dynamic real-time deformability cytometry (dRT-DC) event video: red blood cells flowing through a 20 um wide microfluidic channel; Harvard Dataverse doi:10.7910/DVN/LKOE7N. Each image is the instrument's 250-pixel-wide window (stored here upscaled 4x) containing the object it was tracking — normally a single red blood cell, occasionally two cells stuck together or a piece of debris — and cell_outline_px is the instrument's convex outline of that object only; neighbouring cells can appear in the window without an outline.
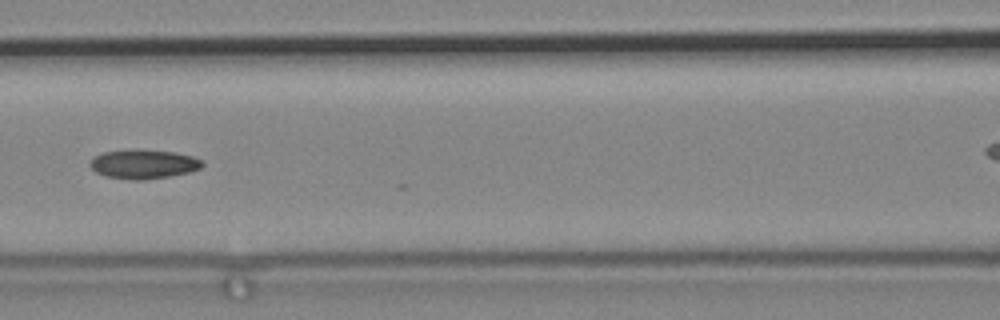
{"species": "common noctule bat (a hibernating species)", "species_latin": "Nyctalus noctula", "temperature_condition": "cold", "stored_images_in_passage": 10, "camera_frame_rate_fps": 3000, "um_per_image_px": 0.085, "animal": {"sex": "male", "body_mass_g": 19.2, "forearm_length_mm": 51.8}, "frame": {"image": 1, "passage_image": 6, "time_ms": 1.667, "image_size_px": [1000, 320], "cell_outline_px": [[204, 164], [200, 168], [188, 172], [168, 176], [144, 180], [136, 180], [108, 176], [96, 172], [88, 164], [92, 156], [104, 152], [136, 148], [140, 148], [176, 152], [192, 156], [200, 160]], "centroid_in_image_um": [12.17, 13.92], "position_along_channel_um": 154.4, "area_um2": 19.19}}
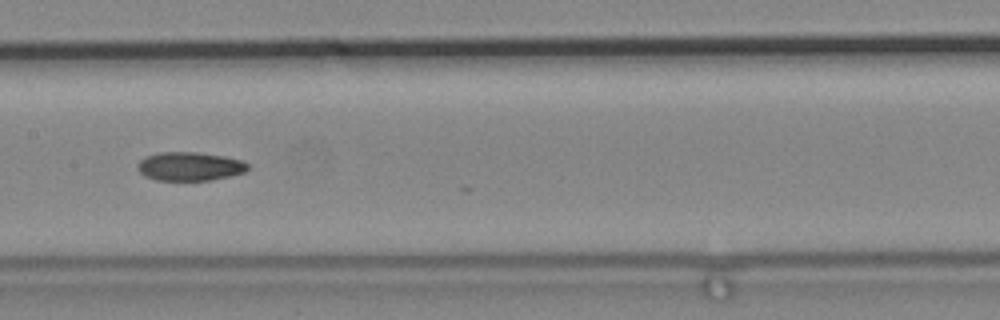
{"frame": {"image": 2, "passage_image": 7, "time_ms": 2.0, "image_size_px": [1000, 320], "cell_outline_px": [[248, 168], [244, 172], [212, 180], [156, 180], [144, 176], [136, 168], [136, 164], [144, 156], [160, 152], [196, 152], [224, 156], [240, 160], [248, 164]], "centroid_in_image_um": [16.06, 14.14], "position_along_channel_um": 191.3, "area_um2": 18.44}}
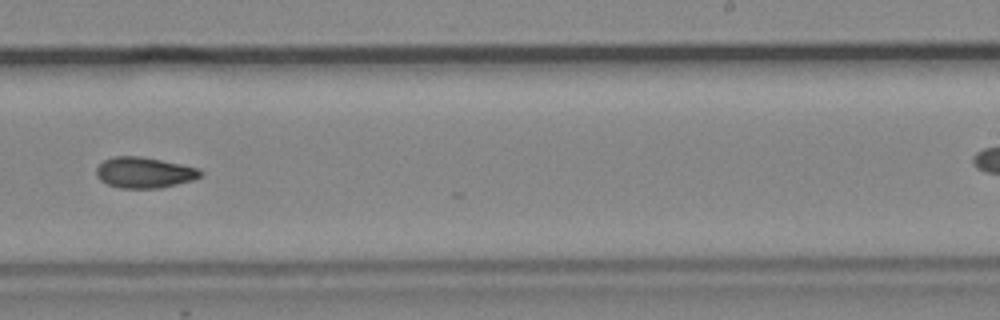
{"frame": {"image": 3, "passage_image": 9, "time_ms": 2.667, "image_size_px": [1000, 320], "cell_outline_px": [[204, 172], [200, 176], [192, 180], [160, 188], [120, 188], [108, 184], [100, 180], [96, 176], [96, 168], [104, 160], [112, 156], [140, 156], [200, 168]], "centroid_in_image_um": [12.25, 14.66], "position_along_channel_um": 276.7, "area_um2": 18.67}}